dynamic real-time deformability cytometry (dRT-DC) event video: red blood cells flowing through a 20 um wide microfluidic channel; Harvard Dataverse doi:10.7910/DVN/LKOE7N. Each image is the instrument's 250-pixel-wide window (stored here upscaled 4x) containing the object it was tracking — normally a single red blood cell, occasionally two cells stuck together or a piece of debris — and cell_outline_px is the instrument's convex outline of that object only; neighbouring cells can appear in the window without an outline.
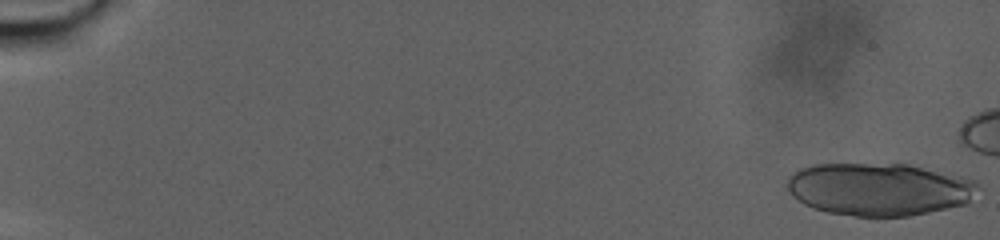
{"species": "human", "species_latin": "Homo sapiens", "temperature_condition": "warm", "stored_images_in_passage": 42, "camera_frame_rate_fps": 3000, "um_per_image_px": 0.085, "donor": {"sex": "male"}, "frame": {"image": 1, "passage_image": 1, "time_ms": 0.0, "image_size_px": [1000, 240], "cell_outline_px": [[976, 184], [968, 204], [908, 216], [856, 216], [828, 212], [812, 208], [804, 204], [792, 196], [788, 188], [788, 176], [792, 172], [800, 168], [812, 164], [908, 164], [960, 176], [972, 180]], "centroid_in_image_um": [74.65, 16.08], "position_along_channel_um": 10.3, "area_um2": 58.2}}